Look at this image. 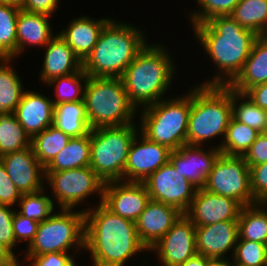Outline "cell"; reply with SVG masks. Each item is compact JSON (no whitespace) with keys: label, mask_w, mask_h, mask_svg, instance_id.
Wrapping results in <instances>:
<instances>
[{"label":"cell","mask_w":267,"mask_h":266,"mask_svg":"<svg viewBox=\"0 0 267 266\" xmlns=\"http://www.w3.org/2000/svg\"><path fill=\"white\" fill-rule=\"evenodd\" d=\"M93 207V208H92ZM83 209L84 251L90 252L92 266H124L144 250L135 222L110 211L103 203Z\"/></svg>","instance_id":"1"},{"label":"cell","mask_w":267,"mask_h":266,"mask_svg":"<svg viewBox=\"0 0 267 266\" xmlns=\"http://www.w3.org/2000/svg\"><path fill=\"white\" fill-rule=\"evenodd\" d=\"M192 28L197 43L201 44L218 69L214 77L200 85H229L242 71L259 36L240 26L230 15L212 17Z\"/></svg>","instance_id":"2"},{"label":"cell","mask_w":267,"mask_h":266,"mask_svg":"<svg viewBox=\"0 0 267 266\" xmlns=\"http://www.w3.org/2000/svg\"><path fill=\"white\" fill-rule=\"evenodd\" d=\"M166 49L165 45L147 43L121 77L128 99L137 111L141 106L159 102L172 88L177 67Z\"/></svg>","instance_id":"3"},{"label":"cell","mask_w":267,"mask_h":266,"mask_svg":"<svg viewBox=\"0 0 267 266\" xmlns=\"http://www.w3.org/2000/svg\"><path fill=\"white\" fill-rule=\"evenodd\" d=\"M146 39V40H145ZM144 31L131 23L110 19L93 50L82 61L89 77H119L147 45Z\"/></svg>","instance_id":"4"},{"label":"cell","mask_w":267,"mask_h":266,"mask_svg":"<svg viewBox=\"0 0 267 266\" xmlns=\"http://www.w3.org/2000/svg\"><path fill=\"white\" fill-rule=\"evenodd\" d=\"M191 110L188 119L187 145L201 146L215 137L224 140L232 118V89L220 85L191 87Z\"/></svg>","instance_id":"5"},{"label":"cell","mask_w":267,"mask_h":266,"mask_svg":"<svg viewBox=\"0 0 267 266\" xmlns=\"http://www.w3.org/2000/svg\"><path fill=\"white\" fill-rule=\"evenodd\" d=\"M84 102L91 129L135 123V115L139 114L119 77H89Z\"/></svg>","instance_id":"6"},{"label":"cell","mask_w":267,"mask_h":266,"mask_svg":"<svg viewBox=\"0 0 267 266\" xmlns=\"http://www.w3.org/2000/svg\"><path fill=\"white\" fill-rule=\"evenodd\" d=\"M191 110V90L186 95L164 97L159 102L139 109L140 132L149 140L172 151L187 144V128Z\"/></svg>","instance_id":"7"},{"label":"cell","mask_w":267,"mask_h":266,"mask_svg":"<svg viewBox=\"0 0 267 266\" xmlns=\"http://www.w3.org/2000/svg\"><path fill=\"white\" fill-rule=\"evenodd\" d=\"M135 123L90 131V167L104 181H124L130 145L140 130Z\"/></svg>","instance_id":"8"},{"label":"cell","mask_w":267,"mask_h":266,"mask_svg":"<svg viewBox=\"0 0 267 266\" xmlns=\"http://www.w3.org/2000/svg\"><path fill=\"white\" fill-rule=\"evenodd\" d=\"M73 210H57L48 219L40 222L33 241L27 246L25 257L53 252L70 253L71 248L76 250L73 251L74 254L83 251L85 213L83 210Z\"/></svg>","instance_id":"9"},{"label":"cell","mask_w":267,"mask_h":266,"mask_svg":"<svg viewBox=\"0 0 267 266\" xmlns=\"http://www.w3.org/2000/svg\"><path fill=\"white\" fill-rule=\"evenodd\" d=\"M45 182L54 195L52 198L54 205V200L57 199L59 209H75L79 203L82 204L94 194H99V203L103 201L105 183L90 166L59 172H45Z\"/></svg>","instance_id":"10"},{"label":"cell","mask_w":267,"mask_h":266,"mask_svg":"<svg viewBox=\"0 0 267 266\" xmlns=\"http://www.w3.org/2000/svg\"><path fill=\"white\" fill-rule=\"evenodd\" d=\"M208 192L236 200L242 207L258 203L250 189V170L242 156L221 154L203 187Z\"/></svg>","instance_id":"11"},{"label":"cell","mask_w":267,"mask_h":266,"mask_svg":"<svg viewBox=\"0 0 267 266\" xmlns=\"http://www.w3.org/2000/svg\"><path fill=\"white\" fill-rule=\"evenodd\" d=\"M150 200L161 202L185 213L197 192V187L189 182L170 163L162 165L144 182Z\"/></svg>","instance_id":"12"},{"label":"cell","mask_w":267,"mask_h":266,"mask_svg":"<svg viewBox=\"0 0 267 266\" xmlns=\"http://www.w3.org/2000/svg\"><path fill=\"white\" fill-rule=\"evenodd\" d=\"M162 266H178L194 257L196 252V226L182 214L171 229L149 249Z\"/></svg>","instance_id":"13"},{"label":"cell","mask_w":267,"mask_h":266,"mask_svg":"<svg viewBox=\"0 0 267 266\" xmlns=\"http://www.w3.org/2000/svg\"><path fill=\"white\" fill-rule=\"evenodd\" d=\"M171 152L172 150L166 146L153 142L138 132L129 148L124 181L144 182L152 173L170 161Z\"/></svg>","instance_id":"14"},{"label":"cell","mask_w":267,"mask_h":266,"mask_svg":"<svg viewBox=\"0 0 267 266\" xmlns=\"http://www.w3.org/2000/svg\"><path fill=\"white\" fill-rule=\"evenodd\" d=\"M150 196L143 182L109 181L104 184L102 203L113 213L135 222Z\"/></svg>","instance_id":"15"},{"label":"cell","mask_w":267,"mask_h":266,"mask_svg":"<svg viewBox=\"0 0 267 266\" xmlns=\"http://www.w3.org/2000/svg\"><path fill=\"white\" fill-rule=\"evenodd\" d=\"M241 208L232 198L199 188L184 214L195 226H206L221 221L238 220Z\"/></svg>","instance_id":"16"},{"label":"cell","mask_w":267,"mask_h":266,"mask_svg":"<svg viewBox=\"0 0 267 266\" xmlns=\"http://www.w3.org/2000/svg\"><path fill=\"white\" fill-rule=\"evenodd\" d=\"M203 147V145H183L178 150L171 152L169 161L182 177H185L198 189L204 187L208 174L222 154L216 146H211L208 150L202 149Z\"/></svg>","instance_id":"17"},{"label":"cell","mask_w":267,"mask_h":266,"mask_svg":"<svg viewBox=\"0 0 267 266\" xmlns=\"http://www.w3.org/2000/svg\"><path fill=\"white\" fill-rule=\"evenodd\" d=\"M8 176L22 193H34L45 188L44 167L37 160L31 147L0 157Z\"/></svg>","instance_id":"18"},{"label":"cell","mask_w":267,"mask_h":266,"mask_svg":"<svg viewBox=\"0 0 267 266\" xmlns=\"http://www.w3.org/2000/svg\"><path fill=\"white\" fill-rule=\"evenodd\" d=\"M238 237V220L196 226V252L212 260H228L227 252L232 250L233 256Z\"/></svg>","instance_id":"19"},{"label":"cell","mask_w":267,"mask_h":266,"mask_svg":"<svg viewBox=\"0 0 267 266\" xmlns=\"http://www.w3.org/2000/svg\"><path fill=\"white\" fill-rule=\"evenodd\" d=\"M182 214L171 205L150 200L135 221L141 242L149 250L171 229Z\"/></svg>","instance_id":"20"},{"label":"cell","mask_w":267,"mask_h":266,"mask_svg":"<svg viewBox=\"0 0 267 266\" xmlns=\"http://www.w3.org/2000/svg\"><path fill=\"white\" fill-rule=\"evenodd\" d=\"M17 121L32 139L36 134L53 125L54 104L52 98L32 90H25L14 111Z\"/></svg>","instance_id":"21"},{"label":"cell","mask_w":267,"mask_h":266,"mask_svg":"<svg viewBox=\"0 0 267 266\" xmlns=\"http://www.w3.org/2000/svg\"><path fill=\"white\" fill-rule=\"evenodd\" d=\"M44 48L45 55L39 75L41 83L46 84L56 77L74 74L82 69V61L58 33Z\"/></svg>","instance_id":"22"},{"label":"cell","mask_w":267,"mask_h":266,"mask_svg":"<svg viewBox=\"0 0 267 266\" xmlns=\"http://www.w3.org/2000/svg\"><path fill=\"white\" fill-rule=\"evenodd\" d=\"M110 18L94 19L81 15L73 18L68 27L59 31L58 35L68 44L73 52L83 61L93 50L100 32Z\"/></svg>","instance_id":"23"},{"label":"cell","mask_w":267,"mask_h":266,"mask_svg":"<svg viewBox=\"0 0 267 266\" xmlns=\"http://www.w3.org/2000/svg\"><path fill=\"white\" fill-rule=\"evenodd\" d=\"M49 15L19 10L17 17V57L27 46L45 47L54 37Z\"/></svg>","instance_id":"24"},{"label":"cell","mask_w":267,"mask_h":266,"mask_svg":"<svg viewBox=\"0 0 267 266\" xmlns=\"http://www.w3.org/2000/svg\"><path fill=\"white\" fill-rule=\"evenodd\" d=\"M267 82V36H259L253 44L242 71L228 85L245 93L249 88Z\"/></svg>","instance_id":"25"},{"label":"cell","mask_w":267,"mask_h":266,"mask_svg":"<svg viewBox=\"0 0 267 266\" xmlns=\"http://www.w3.org/2000/svg\"><path fill=\"white\" fill-rule=\"evenodd\" d=\"M90 132L73 137L68 144L44 167V172H59L90 165Z\"/></svg>","instance_id":"26"},{"label":"cell","mask_w":267,"mask_h":266,"mask_svg":"<svg viewBox=\"0 0 267 266\" xmlns=\"http://www.w3.org/2000/svg\"><path fill=\"white\" fill-rule=\"evenodd\" d=\"M53 126L71 138L87 135L91 128L87 119L85 102H64L55 105Z\"/></svg>","instance_id":"27"},{"label":"cell","mask_w":267,"mask_h":266,"mask_svg":"<svg viewBox=\"0 0 267 266\" xmlns=\"http://www.w3.org/2000/svg\"><path fill=\"white\" fill-rule=\"evenodd\" d=\"M239 238L267 243V203L243 206L238 217Z\"/></svg>","instance_id":"28"},{"label":"cell","mask_w":267,"mask_h":266,"mask_svg":"<svg viewBox=\"0 0 267 266\" xmlns=\"http://www.w3.org/2000/svg\"><path fill=\"white\" fill-rule=\"evenodd\" d=\"M12 61L8 58L0 66V114L14 113L25 92L16 68L10 65Z\"/></svg>","instance_id":"29"},{"label":"cell","mask_w":267,"mask_h":266,"mask_svg":"<svg viewBox=\"0 0 267 266\" xmlns=\"http://www.w3.org/2000/svg\"><path fill=\"white\" fill-rule=\"evenodd\" d=\"M230 16L258 36H267V0H241Z\"/></svg>","instance_id":"30"},{"label":"cell","mask_w":267,"mask_h":266,"mask_svg":"<svg viewBox=\"0 0 267 266\" xmlns=\"http://www.w3.org/2000/svg\"><path fill=\"white\" fill-rule=\"evenodd\" d=\"M259 134L255 129L232 117L226 129L224 140L220 141L216 147L223 155L243 156Z\"/></svg>","instance_id":"31"},{"label":"cell","mask_w":267,"mask_h":266,"mask_svg":"<svg viewBox=\"0 0 267 266\" xmlns=\"http://www.w3.org/2000/svg\"><path fill=\"white\" fill-rule=\"evenodd\" d=\"M71 137L51 125L31 139L39 163L45 167L69 142Z\"/></svg>","instance_id":"32"},{"label":"cell","mask_w":267,"mask_h":266,"mask_svg":"<svg viewBox=\"0 0 267 266\" xmlns=\"http://www.w3.org/2000/svg\"><path fill=\"white\" fill-rule=\"evenodd\" d=\"M232 115L235 120L255 129L258 133H267V111L257 106L245 93L233 89Z\"/></svg>","instance_id":"33"},{"label":"cell","mask_w":267,"mask_h":266,"mask_svg":"<svg viewBox=\"0 0 267 266\" xmlns=\"http://www.w3.org/2000/svg\"><path fill=\"white\" fill-rule=\"evenodd\" d=\"M31 147V138L14 113L0 114V157Z\"/></svg>","instance_id":"34"},{"label":"cell","mask_w":267,"mask_h":266,"mask_svg":"<svg viewBox=\"0 0 267 266\" xmlns=\"http://www.w3.org/2000/svg\"><path fill=\"white\" fill-rule=\"evenodd\" d=\"M89 76L81 69L74 74L56 77L45 85H54L55 98L52 99L54 106L64 102L84 101V91ZM83 85V86H82Z\"/></svg>","instance_id":"35"},{"label":"cell","mask_w":267,"mask_h":266,"mask_svg":"<svg viewBox=\"0 0 267 266\" xmlns=\"http://www.w3.org/2000/svg\"><path fill=\"white\" fill-rule=\"evenodd\" d=\"M20 7L0 2V54L17 58V17Z\"/></svg>","instance_id":"36"},{"label":"cell","mask_w":267,"mask_h":266,"mask_svg":"<svg viewBox=\"0 0 267 266\" xmlns=\"http://www.w3.org/2000/svg\"><path fill=\"white\" fill-rule=\"evenodd\" d=\"M46 190L43 188L34 193H25L21 195L18 202L17 211L28 219H32L38 223L48 219L55 211V205L52 197L45 194Z\"/></svg>","instance_id":"37"},{"label":"cell","mask_w":267,"mask_h":266,"mask_svg":"<svg viewBox=\"0 0 267 266\" xmlns=\"http://www.w3.org/2000/svg\"><path fill=\"white\" fill-rule=\"evenodd\" d=\"M199 4V10H195L190 13V22L193 25L204 23L215 16H227L230 15L235 6L241 0H195ZM198 11V12H197Z\"/></svg>","instance_id":"38"},{"label":"cell","mask_w":267,"mask_h":266,"mask_svg":"<svg viewBox=\"0 0 267 266\" xmlns=\"http://www.w3.org/2000/svg\"><path fill=\"white\" fill-rule=\"evenodd\" d=\"M265 245L238 237L231 262L241 266H265Z\"/></svg>","instance_id":"39"},{"label":"cell","mask_w":267,"mask_h":266,"mask_svg":"<svg viewBox=\"0 0 267 266\" xmlns=\"http://www.w3.org/2000/svg\"><path fill=\"white\" fill-rule=\"evenodd\" d=\"M250 189L257 202L267 203V162L249 166Z\"/></svg>","instance_id":"40"},{"label":"cell","mask_w":267,"mask_h":266,"mask_svg":"<svg viewBox=\"0 0 267 266\" xmlns=\"http://www.w3.org/2000/svg\"><path fill=\"white\" fill-rule=\"evenodd\" d=\"M15 208L0 205V243L7 246L14 254V247L17 248L13 231V215Z\"/></svg>","instance_id":"41"},{"label":"cell","mask_w":267,"mask_h":266,"mask_svg":"<svg viewBox=\"0 0 267 266\" xmlns=\"http://www.w3.org/2000/svg\"><path fill=\"white\" fill-rule=\"evenodd\" d=\"M38 225V222L22 216L15 210L13 215V231L16 243L19 244L18 242L23 241L24 243L27 242V246H29L35 237Z\"/></svg>","instance_id":"42"},{"label":"cell","mask_w":267,"mask_h":266,"mask_svg":"<svg viewBox=\"0 0 267 266\" xmlns=\"http://www.w3.org/2000/svg\"><path fill=\"white\" fill-rule=\"evenodd\" d=\"M75 254L69 253H45L34 257H24L25 262H30L29 266H79L73 257Z\"/></svg>","instance_id":"43"},{"label":"cell","mask_w":267,"mask_h":266,"mask_svg":"<svg viewBox=\"0 0 267 266\" xmlns=\"http://www.w3.org/2000/svg\"><path fill=\"white\" fill-rule=\"evenodd\" d=\"M22 193L16 188L0 161V205L14 207L18 204Z\"/></svg>","instance_id":"44"},{"label":"cell","mask_w":267,"mask_h":266,"mask_svg":"<svg viewBox=\"0 0 267 266\" xmlns=\"http://www.w3.org/2000/svg\"><path fill=\"white\" fill-rule=\"evenodd\" d=\"M242 157L248 166L267 162V133H260Z\"/></svg>","instance_id":"45"},{"label":"cell","mask_w":267,"mask_h":266,"mask_svg":"<svg viewBox=\"0 0 267 266\" xmlns=\"http://www.w3.org/2000/svg\"><path fill=\"white\" fill-rule=\"evenodd\" d=\"M60 0H24L20 9L31 12L52 15L59 8Z\"/></svg>","instance_id":"46"},{"label":"cell","mask_w":267,"mask_h":266,"mask_svg":"<svg viewBox=\"0 0 267 266\" xmlns=\"http://www.w3.org/2000/svg\"><path fill=\"white\" fill-rule=\"evenodd\" d=\"M245 94L260 108L267 111V82L249 88Z\"/></svg>","instance_id":"47"},{"label":"cell","mask_w":267,"mask_h":266,"mask_svg":"<svg viewBox=\"0 0 267 266\" xmlns=\"http://www.w3.org/2000/svg\"><path fill=\"white\" fill-rule=\"evenodd\" d=\"M22 266L19 258L7 246L0 243V266Z\"/></svg>","instance_id":"48"},{"label":"cell","mask_w":267,"mask_h":266,"mask_svg":"<svg viewBox=\"0 0 267 266\" xmlns=\"http://www.w3.org/2000/svg\"><path fill=\"white\" fill-rule=\"evenodd\" d=\"M211 261L212 259L196 254L194 257L186 260L184 263L178 266H208Z\"/></svg>","instance_id":"49"},{"label":"cell","mask_w":267,"mask_h":266,"mask_svg":"<svg viewBox=\"0 0 267 266\" xmlns=\"http://www.w3.org/2000/svg\"><path fill=\"white\" fill-rule=\"evenodd\" d=\"M208 266H232V262L228 260H212Z\"/></svg>","instance_id":"50"},{"label":"cell","mask_w":267,"mask_h":266,"mask_svg":"<svg viewBox=\"0 0 267 266\" xmlns=\"http://www.w3.org/2000/svg\"><path fill=\"white\" fill-rule=\"evenodd\" d=\"M24 0H0L2 3H8V4H13L18 7H21L22 3Z\"/></svg>","instance_id":"51"},{"label":"cell","mask_w":267,"mask_h":266,"mask_svg":"<svg viewBox=\"0 0 267 266\" xmlns=\"http://www.w3.org/2000/svg\"><path fill=\"white\" fill-rule=\"evenodd\" d=\"M8 58L4 55L0 54V66L7 60Z\"/></svg>","instance_id":"52"},{"label":"cell","mask_w":267,"mask_h":266,"mask_svg":"<svg viewBox=\"0 0 267 266\" xmlns=\"http://www.w3.org/2000/svg\"><path fill=\"white\" fill-rule=\"evenodd\" d=\"M265 266H267V243L265 245Z\"/></svg>","instance_id":"53"},{"label":"cell","mask_w":267,"mask_h":266,"mask_svg":"<svg viewBox=\"0 0 267 266\" xmlns=\"http://www.w3.org/2000/svg\"><path fill=\"white\" fill-rule=\"evenodd\" d=\"M232 266H241V265H238V264H234V263H232Z\"/></svg>","instance_id":"54"}]
</instances>
